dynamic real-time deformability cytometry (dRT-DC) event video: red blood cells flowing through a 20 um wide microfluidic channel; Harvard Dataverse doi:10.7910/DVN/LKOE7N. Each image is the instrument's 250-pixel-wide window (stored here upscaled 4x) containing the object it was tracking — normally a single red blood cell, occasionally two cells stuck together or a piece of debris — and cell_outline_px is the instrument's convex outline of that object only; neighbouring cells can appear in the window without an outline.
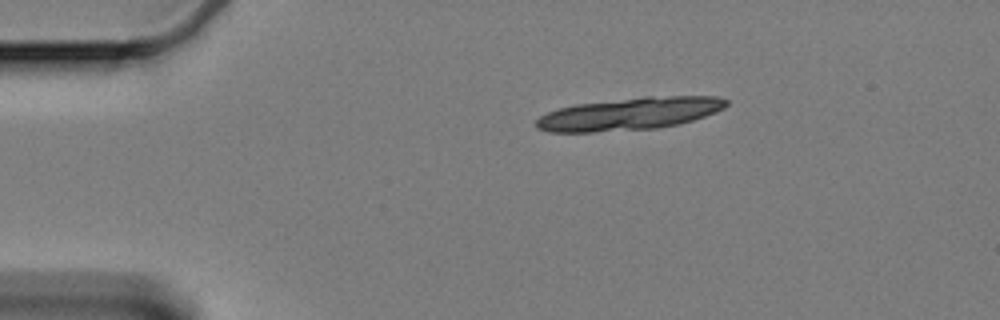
{"species": "Egyptian fruit bat (a non-hibernating species)", "species_latin": "Rousettus aegyptiacus", "temperature_condition": "cold", "stored_images_in_passage": 10, "camera_frame_rate_fps": 3000, "um_per_image_px": 0.085, "animal": {"sex": "female"}, "frame": {"image": 1, "passage_image": 1, "time_ms": 0.0, "image_size_px": [1000, 320], "cell_outline_px": [[728, 104], [724, 108], [704, 116], [680, 124], [656, 128], [592, 132], [552, 132], [536, 128], [536, 120], [540, 116], [556, 108], [576, 104], [644, 96], [716, 96], [728, 100]], "centroid_in_image_um": [53.49, 9.66], "position_along_channel_um": 31.5, "area_um2": 35.95}}